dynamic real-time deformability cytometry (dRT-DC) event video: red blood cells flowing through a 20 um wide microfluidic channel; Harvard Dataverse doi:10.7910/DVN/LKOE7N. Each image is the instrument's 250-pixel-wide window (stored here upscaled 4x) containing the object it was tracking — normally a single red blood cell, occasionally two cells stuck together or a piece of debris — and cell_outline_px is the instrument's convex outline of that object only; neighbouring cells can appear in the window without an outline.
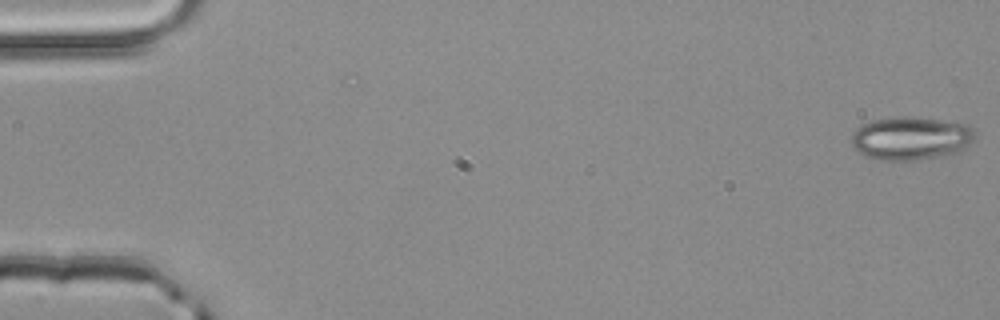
{"species": "common noctule bat (a hibernating species)", "species_latin": "Nyctalus noctula", "temperature_condition": "room temperature", "stored_images_in_passage": 52, "camera_frame_rate_fps": 3000, "um_per_image_px": 0.085, "animal": {"sex": "male", "body_mass_g": 20.4}, "frame": {"image": 1, "passage_image": 1, "time_ms": 0.0, "image_size_px": [1000, 320], "cell_outline_px": [[976, 132], [972, 140], [960, 152], [948, 156], [916, 160], [876, 160], [864, 156], [856, 152], [852, 144], [852, 132], [860, 124], [872, 120], [896, 116], [904, 116], [940, 120], [968, 124]], "centroid_in_image_um": [77.39, 11.76], "position_along_channel_um": 7.6, "area_um2": 31.67}}
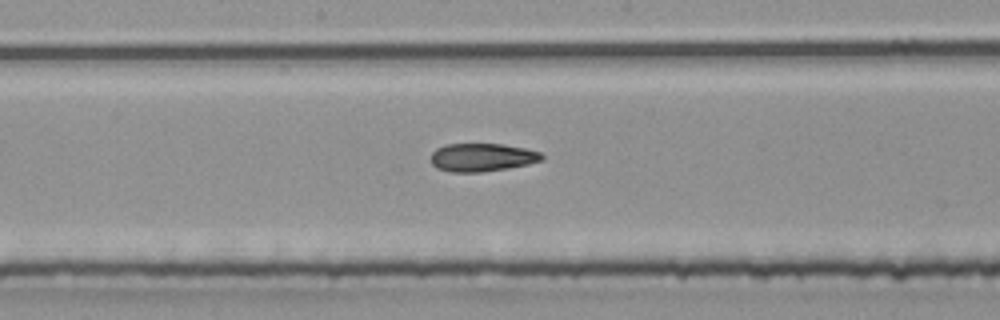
{"frame": {"image": 2, "passage_image": 28, "time_ms": 9.0, "image_size_px": [1000, 320], "cell_outline_px": [[544, 160], [528, 164], [480, 172], [452, 172], [436, 168], [432, 164], [432, 152], [436, 148], [444, 144], [500, 144], [524, 148], [540, 152], [544, 156]], "centroid_in_image_um": [40.96, 13.37], "position_along_channel_um": 207.2, "area_um2": 18.09}}
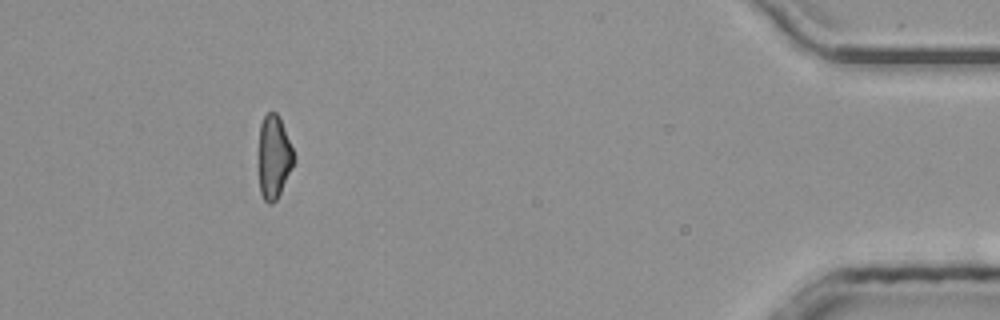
{"frame": {"image": 3, "passage_image": 48, "time_ms": 15.667, "image_size_px": [1000, 320], "cell_outline_px": [[296, 160], [276, 200], [272, 204], [268, 204], [264, 200], [260, 192], [260, 124], [264, 116], [268, 112], [276, 112], [280, 120], [296, 156]], "centroid_in_image_um": [23.31, 13.36], "position_along_channel_um": 411.9, "area_um2": 16.7}, "authors_computed_cell_mechanics": {"area_um2": 18.8428, "velocity_mm_per_s": 4.0172, "shape_relaxation_time_tau1_ms": null, "shape_relaxation_time_tau2_ms": 4.2004, "deformation_change_tau1": null, "deformation_change_tau2": 0.1195}}